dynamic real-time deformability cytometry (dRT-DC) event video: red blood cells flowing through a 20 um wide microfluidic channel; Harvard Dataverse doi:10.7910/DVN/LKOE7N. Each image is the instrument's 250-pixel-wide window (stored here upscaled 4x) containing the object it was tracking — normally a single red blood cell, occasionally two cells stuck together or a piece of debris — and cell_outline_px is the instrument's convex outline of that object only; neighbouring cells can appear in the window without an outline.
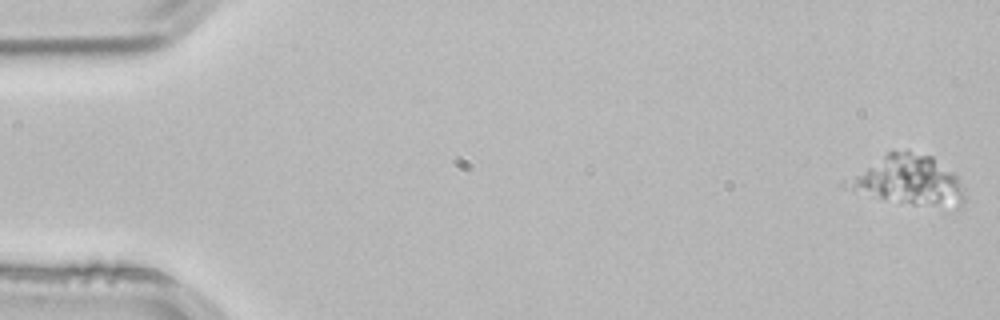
{"species": "common noctule bat (a hibernating species)", "species_latin": "Nyctalus noctula", "temperature_condition": "room temperature", "stored_images_in_passage": 53, "camera_frame_rate_fps": 3000, "um_per_image_px": 0.085, "animal": {"sex": "male", "body_mass_g": 21.5, "forearm_length_mm": 52.0}, "frame": {"image": 1, "passage_image": 1, "time_ms": 0.0, "image_size_px": [1000, 320], "cell_outline_px": [[964, 204], [960, 208], [956, 208], [912, 204], [880, 196], [852, 188], [840, 184], [844, 180], [888, 152], [908, 152], [932, 156], [952, 172], [956, 176], [964, 188]], "centroid_in_image_um": [77.33, 15.34], "position_along_channel_um": 7.7, "area_um2": 32.71}}
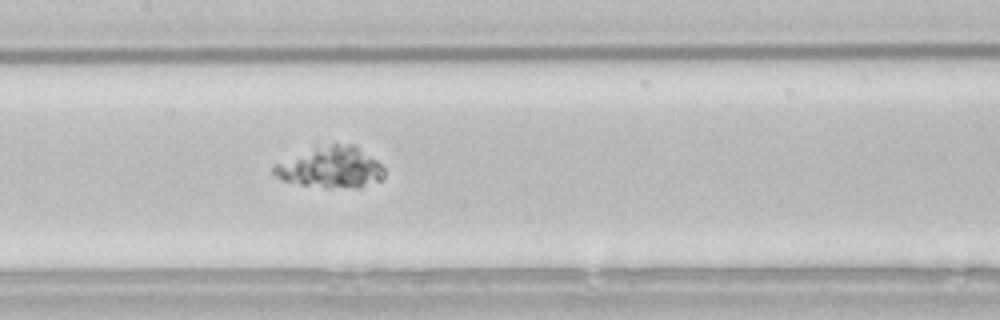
{"frame": {"image": 2, "passage_image": 26, "time_ms": 8.333, "image_size_px": [1000, 320], "cell_outline_px": [[384, 176], [380, 180], [360, 188], [324, 188], [300, 184], [284, 180], [276, 176], [272, 172], [272, 168], [276, 164], [316, 148], [332, 144], [352, 144], [376, 160], [384, 168]], "centroid_in_image_um": [28.17, 14.27], "position_along_channel_um": 179.2, "area_um2": 25.84}}
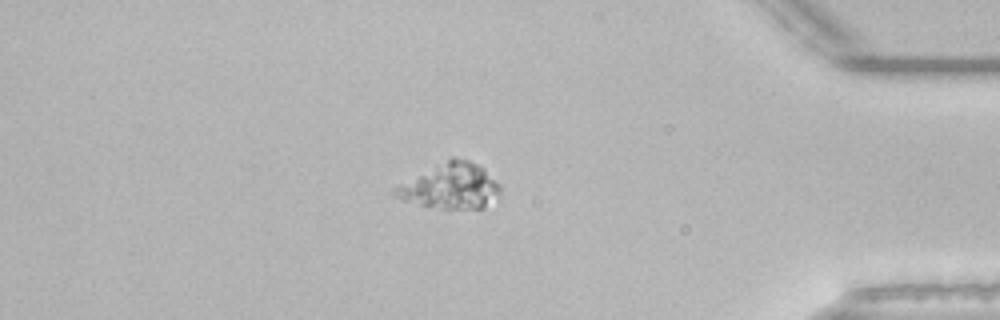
{"frame": {"image": 3, "passage_image": 46, "time_ms": 15.0, "image_size_px": [1000, 320], "cell_outline_px": [[500, 192], [484, 208], [444, 208], [420, 204], [404, 200], [392, 192], [392, 188], [396, 184], [452, 156], [468, 160], [484, 168], [500, 184]], "centroid_in_image_um": [38.27, 15.78], "position_along_channel_um": 396.9, "area_um2": 27.57}}